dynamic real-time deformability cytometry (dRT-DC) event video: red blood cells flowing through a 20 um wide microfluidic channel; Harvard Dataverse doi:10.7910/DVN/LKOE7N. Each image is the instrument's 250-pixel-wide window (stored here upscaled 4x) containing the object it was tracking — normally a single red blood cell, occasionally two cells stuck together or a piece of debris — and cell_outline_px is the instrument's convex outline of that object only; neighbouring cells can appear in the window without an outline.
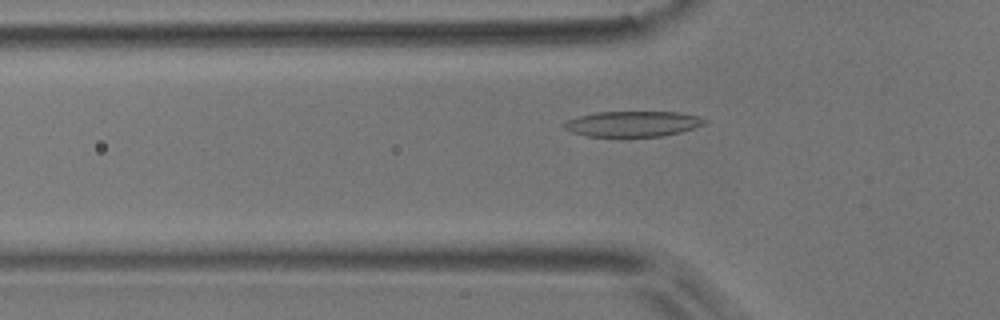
{"species": "common noctule bat (a hibernating species)", "species_latin": "Nyctalus noctula", "temperature_condition": "room temperature", "stored_images_in_passage": 53, "camera_frame_rate_fps": 3000, "um_per_image_px": 0.085, "animal": {"sex": "male", "body_mass_g": 17.9}, "frame": {"image": 1, "passage_image": 16, "time_ms": 5.0, "image_size_px": [1000, 320], "cell_outline_px": [[708, 120], [704, 124], [680, 132], [660, 136], [588, 136], [572, 132], [564, 128], [564, 124], [568, 120], [576, 116], [596, 112], [676, 112], [696, 116]], "centroid_in_image_um": [53.75, 10.52], "position_along_channel_um": 72.0, "area_um2": 20.58}}
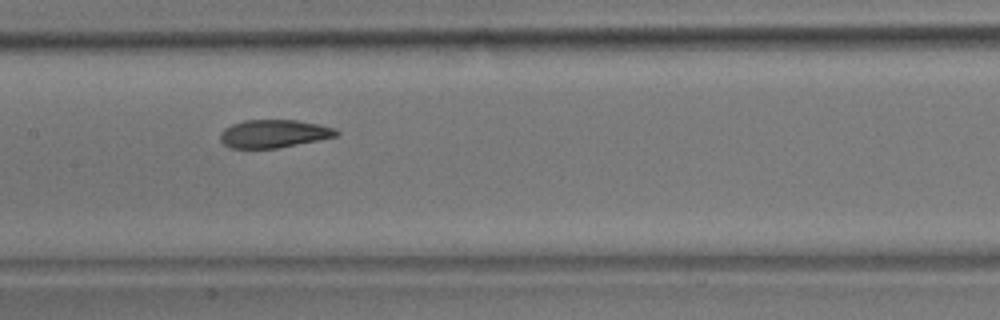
{"frame": {"image": 2, "passage_image": 25, "time_ms": 8.0, "image_size_px": [1000, 320], "cell_outline_px": [[340, 132], [336, 136], [276, 148], [228, 148], [220, 140], [220, 132], [224, 128], [232, 124], [244, 120], [296, 120], [320, 124], [336, 128]], "centroid_in_image_um": [23.25, 11.35], "position_along_channel_um": 184.2, "area_um2": 18.9}}
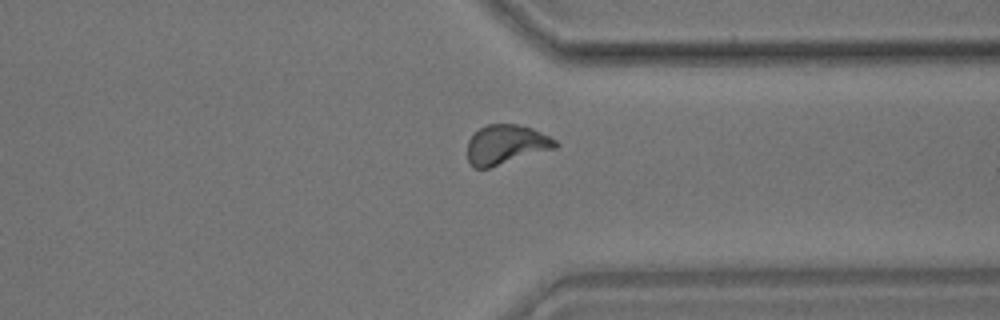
{"frame": {"image": 3, "passage_image": 40, "time_ms": 13.0, "image_size_px": [1000, 320], "cell_outline_px": [[560, 144], [556, 148], [488, 168], [472, 168], [468, 160], [468, 140], [480, 128], [488, 124], [516, 124], [532, 128], [556, 140]], "centroid_in_image_um": [43.01, 12.29], "position_along_channel_um": 368.4, "area_um2": 20.11}, "authors_computed_cell_mechanics": {"area_um2": 20.0566, "velocity_mm_per_s": 3.7101, "shape_relaxation_time_tau1_ms": 4.1333, "shape_relaxation_time_tau2_ms": 1.9384, "deformation_change_tau1": 0.1634, "deformation_change_tau2": 0.0839}}